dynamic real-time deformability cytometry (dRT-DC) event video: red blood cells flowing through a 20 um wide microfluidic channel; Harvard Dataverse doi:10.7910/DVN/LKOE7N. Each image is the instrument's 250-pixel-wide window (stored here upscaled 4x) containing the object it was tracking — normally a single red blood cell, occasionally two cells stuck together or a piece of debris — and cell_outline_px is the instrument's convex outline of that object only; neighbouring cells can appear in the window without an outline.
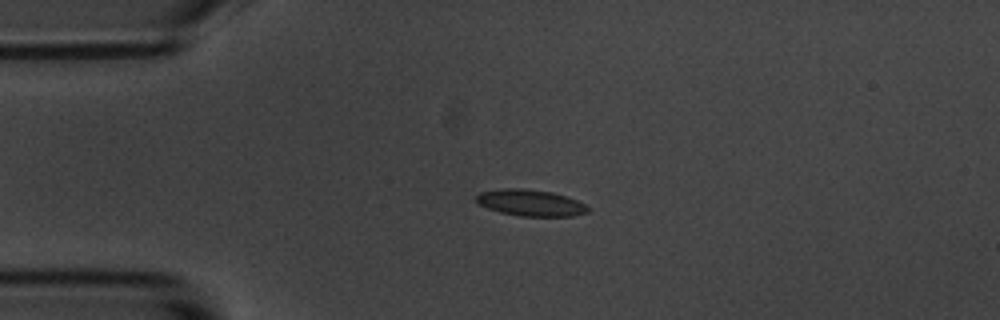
{"species": "common noctule bat (a hibernating species)", "species_latin": "Nyctalus noctula", "temperature_condition": "room temperature", "stored_images_in_passage": 4, "camera_frame_rate_fps": 3000, "um_per_image_px": 0.085, "animal": {"sex": "male", "body_mass_g": 20.1, "forearm_length_mm": 53.5}, "frame": {"image": 1, "passage_image": 3, "time_ms": 2.333, "image_size_px": [1000, 320], "cell_outline_px": [[588, 212], [572, 216], [520, 216], [500, 212], [488, 208], [480, 204], [476, 200], [476, 196], [480, 192], [504, 188], [520, 188], [552, 192], [576, 200], [584, 204], [588, 208]], "centroid_in_image_um": [45.08, 17.24], "position_along_channel_um": 39.9, "area_um2": 16.94}}